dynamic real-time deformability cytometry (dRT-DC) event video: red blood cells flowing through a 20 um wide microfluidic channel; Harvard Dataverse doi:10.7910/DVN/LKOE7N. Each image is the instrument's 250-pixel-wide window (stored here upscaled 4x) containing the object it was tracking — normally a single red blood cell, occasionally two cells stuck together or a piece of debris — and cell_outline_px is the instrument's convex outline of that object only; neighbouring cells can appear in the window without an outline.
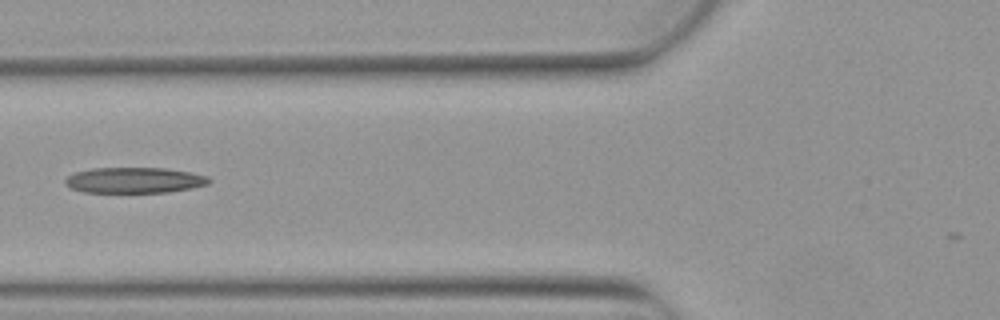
{"species": "Egyptian fruit bat (a non-hibernating species)", "species_latin": "Rousettus aegyptiacus", "temperature_condition": "warm", "stored_images_in_passage": 3, "camera_frame_rate_fps": 3000, "um_per_image_px": 0.085, "animal": {"sex": "female"}, "frame": {"image": 1, "passage_image": 3, "time_ms": 0.667, "image_size_px": [1000, 320], "cell_outline_px": [[212, 180], [208, 184], [192, 188], [168, 192], [84, 192], [72, 188], [64, 184], [64, 180], [68, 176], [76, 172], [92, 168], [164, 168], [188, 172], [208, 176]], "centroid_in_image_um": [11.43, 15.32], "position_along_channel_um": 114.4, "area_um2": 21.44}}